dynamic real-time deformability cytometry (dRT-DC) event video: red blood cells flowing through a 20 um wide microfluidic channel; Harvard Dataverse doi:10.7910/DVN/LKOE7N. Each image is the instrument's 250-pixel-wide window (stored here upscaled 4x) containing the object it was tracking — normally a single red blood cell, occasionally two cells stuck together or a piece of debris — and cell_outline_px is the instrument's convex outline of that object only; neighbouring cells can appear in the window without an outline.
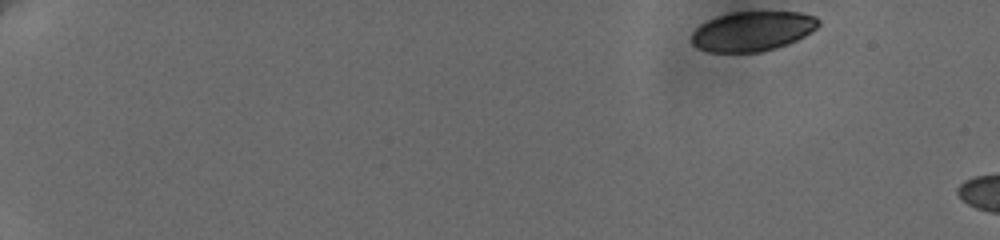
{"species": "human", "species_latin": "Homo sapiens", "temperature_condition": "cold", "stored_images_in_passage": 8, "camera_frame_rate_fps": 3000, "um_per_image_px": 0.085, "donor": {"sex": "female"}, "frame": {"image": 1, "passage_image": 1, "time_ms": 0.0, "image_size_px": [1000, 240], "cell_outline_px": [[820, 24], [816, 28], [804, 36], [788, 44], [776, 48], [760, 52], [708, 52], [692, 44], [692, 32], [700, 24], [716, 16], [732, 12], [800, 12], [816, 16], [820, 20]], "centroid_in_image_um": [63.97, 2.65], "position_along_channel_um": 21.0, "area_um2": 29.42}}